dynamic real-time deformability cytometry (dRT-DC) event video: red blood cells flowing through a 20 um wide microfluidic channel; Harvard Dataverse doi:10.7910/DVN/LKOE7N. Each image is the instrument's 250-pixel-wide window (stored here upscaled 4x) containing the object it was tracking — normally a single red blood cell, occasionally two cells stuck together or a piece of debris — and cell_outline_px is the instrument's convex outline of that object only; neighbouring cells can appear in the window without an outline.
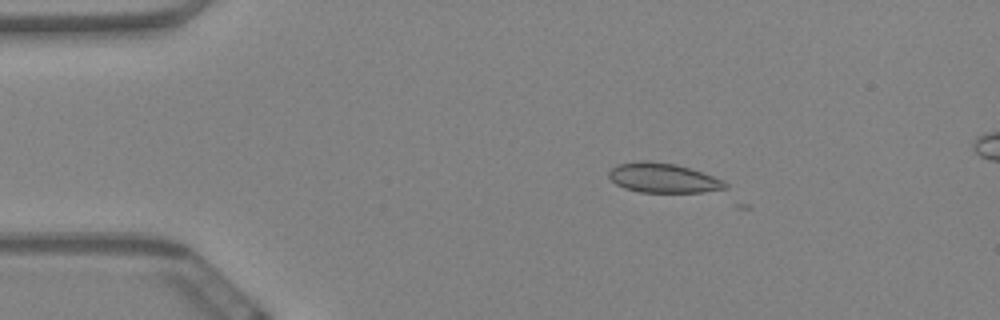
{"species": "Egyptian fruit bat (a non-hibernating species)", "species_latin": "Rousettus aegyptiacus", "temperature_condition": "warm", "stored_images_in_passage": 4, "camera_frame_rate_fps": 3000, "um_per_image_px": 0.085, "animal": {"sex": "female"}, "frame": {"image": 1, "passage_image": 1, "time_ms": 0.0, "image_size_px": [1000, 320], "cell_outline_px": [[728, 188], [704, 192], [640, 192], [624, 188], [616, 184], [608, 176], [608, 172], [616, 164], [640, 160], [648, 160], [676, 164], [724, 180], [728, 184]], "centroid_in_image_um": [56.34, 15.12], "position_along_channel_um": 28.7, "area_um2": 20.11}}